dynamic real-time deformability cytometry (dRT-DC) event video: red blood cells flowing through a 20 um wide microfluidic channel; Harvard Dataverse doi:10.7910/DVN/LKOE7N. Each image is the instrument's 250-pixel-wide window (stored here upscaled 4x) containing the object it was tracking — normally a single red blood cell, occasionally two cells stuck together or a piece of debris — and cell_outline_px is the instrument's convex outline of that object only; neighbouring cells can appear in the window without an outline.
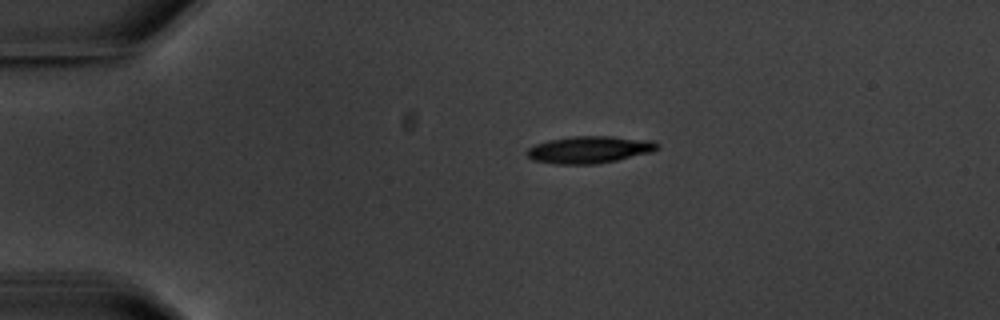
{"species": "common noctule bat (a hibernating species)", "species_latin": "Nyctalus noctula", "temperature_condition": "warm", "stored_images_in_passage": 6, "camera_frame_rate_fps": 3000, "um_per_image_px": 0.085, "animal": {"sex": "male", "body_mass_g": 20.1, "forearm_length_mm": 53.5}, "frame": {"image": 1, "passage_image": 1, "time_ms": 0.0, "image_size_px": [1000, 320], "cell_outline_px": [[660, 148], [652, 152], [616, 160], [596, 164], [552, 164], [532, 160], [528, 156], [528, 148], [536, 144], [548, 140], [572, 136], [608, 136], [652, 140], [660, 144]], "centroid_in_image_um": [50.12, 12.72], "position_along_channel_um": 34.9, "area_um2": 20.63}}
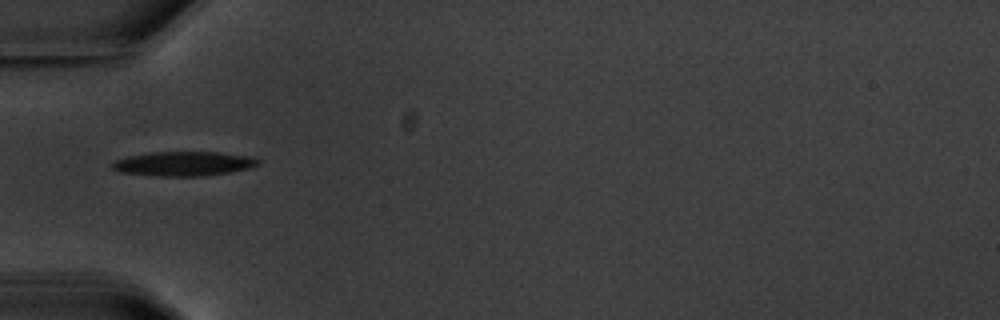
{"frame": {"image": 2, "passage_image": 3, "time_ms": 2.333, "image_size_px": [1000, 320], "cell_outline_px": [[260, 164], [248, 168], [228, 172], [204, 176], [160, 176], [120, 172], [112, 168], [108, 164], [116, 160], [128, 156], [152, 152], [216, 152], [248, 156], [260, 160]], "centroid_in_image_um": [15.57, 13.91], "position_along_channel_um": 69.4, "area_um2": 20.63}}